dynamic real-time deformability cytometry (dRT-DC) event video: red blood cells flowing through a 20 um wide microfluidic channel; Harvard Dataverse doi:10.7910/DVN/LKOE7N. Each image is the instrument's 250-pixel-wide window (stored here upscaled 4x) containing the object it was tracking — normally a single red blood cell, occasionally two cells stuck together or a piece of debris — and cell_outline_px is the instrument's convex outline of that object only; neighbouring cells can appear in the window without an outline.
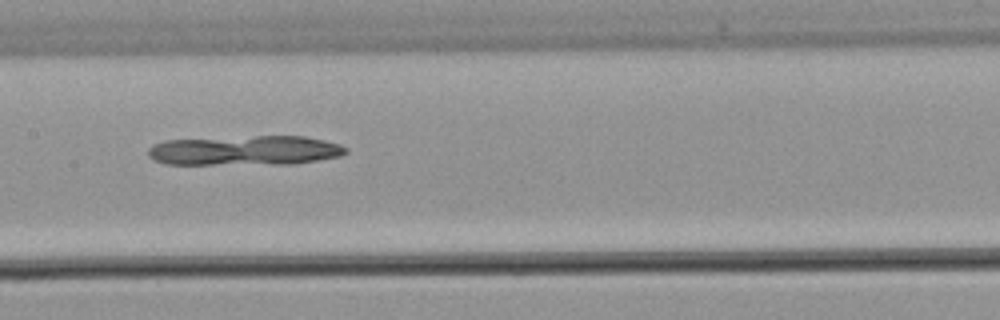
{"species": "common noctule bat (a hibernating species)", "species_latin": "Nyctalus noctula", "temperature_condition": "warm", "stored_images_in_passage": 34, "camera_frame_rate_fps": 3000, "um_per_image_px": 0.085, "animal": {"sex": "male", "body_mass_g": 21.5, "forearm_length_mm": 52.0}, "frame": {"image": 1, "passage_image": 19, "time_ms": 6.0, "image_size_px": [1000, 320], "cell_outline_px": [[348, 152], [340, 156], [296, 164], [164, 164], [152, 160], [148, 156], [148, 148], [152, 144], [164, 140], [256, 136], [304, 136], [324, 140], [340, 144], [348, 148]], "centroid_in_image_um": [20.81, 12.79], "position_along_channel_um": 186.6, "area_um2": 34.56}}
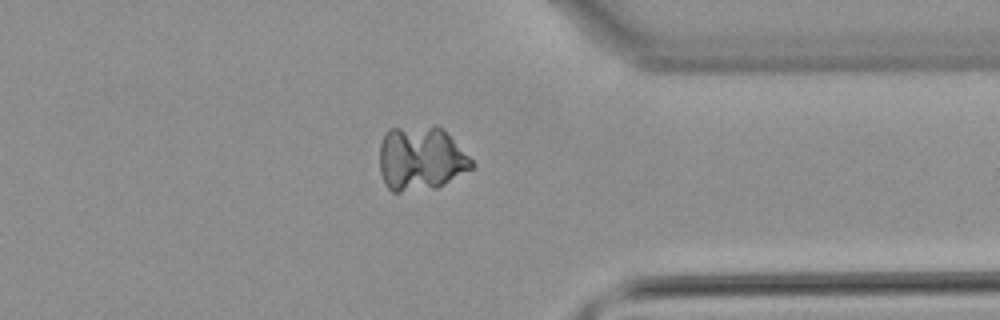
{"frame": {"image": 2, "passage_image": 32, "time_ms": 10.333, "image_size_px": [1000, 320], "cell_outline_px": [[476, 164], [472, 168], [444, 184], [436, 188], [400, 192], [392, 192], [384, 184], [380, 172], [380, 144], [388, 128], [436, 124]], "centroid_in_image_um": [35.73, 13.47], "position_along_channel_um": 375.7, "area_um2": 34.51}}